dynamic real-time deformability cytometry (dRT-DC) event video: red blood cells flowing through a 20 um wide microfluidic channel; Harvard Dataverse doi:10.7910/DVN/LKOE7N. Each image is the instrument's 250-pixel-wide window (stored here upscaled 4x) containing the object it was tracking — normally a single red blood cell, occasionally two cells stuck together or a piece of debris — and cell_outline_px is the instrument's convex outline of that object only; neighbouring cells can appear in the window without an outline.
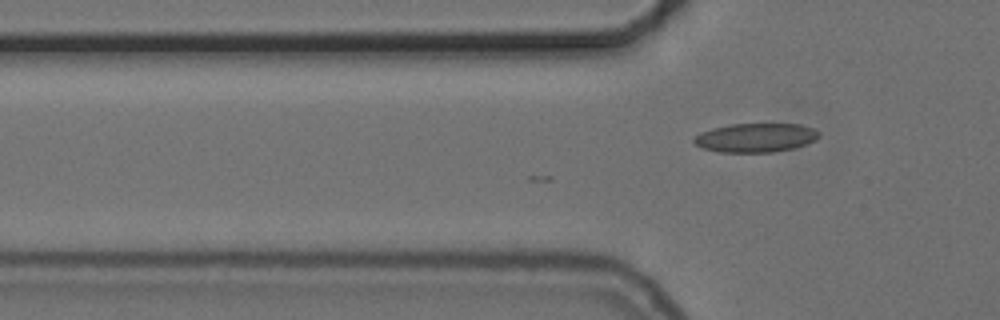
{"species": "common noctule bat (a hibernating species)", "species_latin": "Nyctalus noctula", "temperature_condition": "cold", "stored_images_in_passage": 6, "camera_frame_rate_fps": 3000, "um_per_image_px": 0.085, "animal": {"sex": "female", "body_mass_g": 24.6, "forearm_length_mm": 56.2}, "frame": {"image": 1, "passage_image": 6, "time_ms": 1.667, "image_size_px": [1000, 320], "cell_outline_px": [[820, 136], [816, 140], [808, 144], [796, 148], [772, 152], [716, 152], [700, 148], [692, 140], [700, 132], [712, 128], [732, 124], [800, 124], [816, 128], [820, 132]], "centroid_in_image_um": [64.27, 11.71], "position_along_channel_um": 61.5, "area_um2": 21.44}}